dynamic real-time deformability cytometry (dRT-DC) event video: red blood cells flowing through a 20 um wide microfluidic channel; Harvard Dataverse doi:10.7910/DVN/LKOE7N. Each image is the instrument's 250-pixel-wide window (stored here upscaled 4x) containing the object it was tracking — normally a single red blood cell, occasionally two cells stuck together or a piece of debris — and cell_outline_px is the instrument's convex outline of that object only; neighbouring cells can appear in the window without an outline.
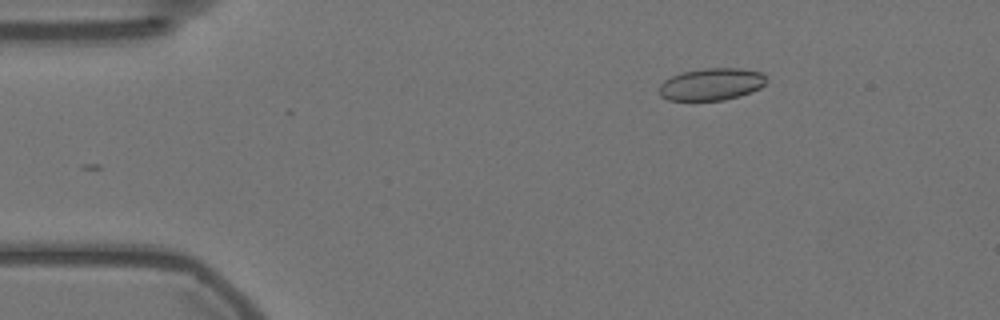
{"species": "Egyptian fruit bat (a non-hibernating species)", "species_latin": "Rousettus aegyptiacus", "temperature_condition": "warm", "stored_images_in_passage": 42, "camera_frame_rate_fps": 3000, "um_per_image_px": 0.085, "animal": {"sex": "female"}, "frame": {"image": 1, "passage_image": 2, "time_ms": 0.333, "image_size_px": [1000, 320], "cell_outline_px": [[764, 84], [760, 88], [752, 92], [740, 96], [724, 100], [668, 100], [660, 96], [660, 84], [664, 80], [680, 72], [704, 68], [740, 68], [760, 72], [764, 76]], "centroid_in_image_um": [60.45, 7.16], "position_along_channel_um": 24.6, "area_um2": 20.06}}
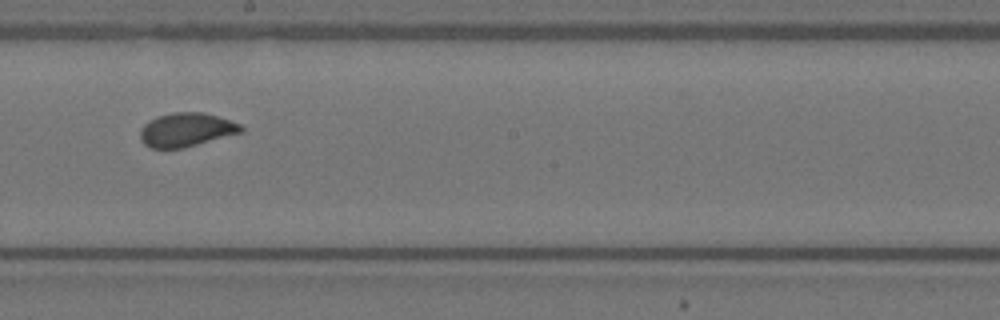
{"frame": {"image": 2, "passage_image": 25, "time_ms": 8.0, "image_size_px": [1000, 320], "cell_outline_px": [[244, 132], [184, 148], [152, 148], [144, 144], [140, 140], [140, 128], [148, 120], [156, 116], [172, 112], [204, 112], [240, 124], [244, 128]], "centroid_in_image_um": [15.82, 11.03], "position_along_channel_um": 232.4, "area_um2": 20.06}}
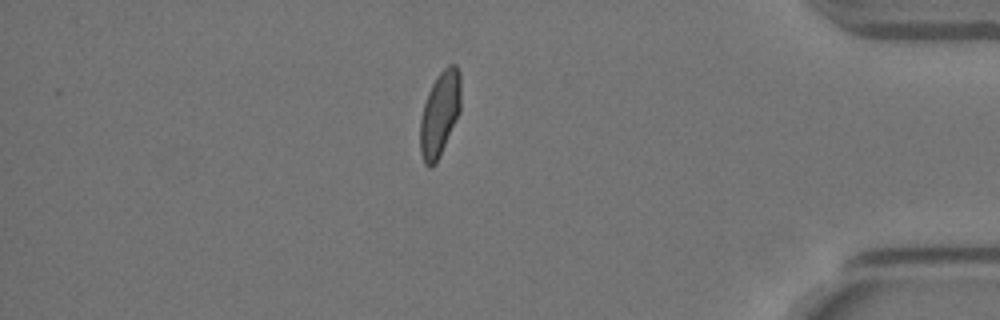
{"frame": {"image": 3, "passage_image": 42, "time_ms": 13.667, "image_size_px": [1000, 320], "cell_outline_px": [[460, 112], [440, 156], [436, 164], [432, 168], [428, 168], [424, 164], [420, 152], [420, 120], [424, 104], [428, 92], [436, 76], [448, 64], [456, 64], [460, 72]], "centroid_in_image_um": [37.37, 9.7], "position_along_channel_um": 397.8, "area_um2": 20.35}, "authors_computed_cell_mechanics": {"area_um2": 20.3456, "velocity_mm_per_s": 3.5635, "shape_relaxation_time_tau1_ms": 3.5901, "shape_relaxation_time_tau2_ms": null, "deformation_change_tau1": 0.1258, "deformation_change_tau2": null}}